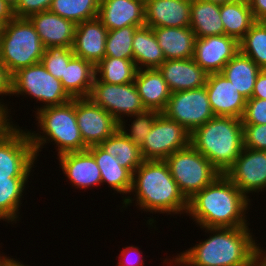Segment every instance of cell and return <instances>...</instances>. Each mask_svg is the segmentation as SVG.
<instances>
[{
	"mask_svg": "<svg viewBox=\"0 0 266 266\" xmlns=\"http://www.w3.org/2000/svg\"><path fill=\"white\" fill-rule=\"evenodd\" d=\"M205 241L170 259L177 266H253L259 245L248 226L203 228ZM213 234V235H212ZM252 234V235H251ZM256 242V243H255Z\"/></svg>",
	"mask_w": 266,
	"mask_h": 266,
	"instance_id": "1",
	"label": "cell"
},
{
	"mask_svg": "<svg viewBox=\"0 0 266 266\" xmlns=\"http://www.w3.org/2000/svg\"><path fill=\"white\" fill-rule=\"evenodd\" d=\"M247 198L224 174H220L211 184L197 192L188 200L187 215L200 228H235L248 226Z\"/></svg>",
	"mask_w": 266,
	"mask_h": 266,
	"instance_id": "2",
	"label": "cell"
},
{
	"mask_svg": "<svg viewBox=\"0 0 266 266\" xmlns=\"http://www.w3.org/2000/svg\"><path fill=\"white\" fill-rule=\"evenodd\" d=\"M131 192L136 195V206L143 211L168 215L187 213L188 200L165 160H144L133 173Z\"/></svg>",
	"mask_w": 266,
	"mask_h": 266,
	"instance_id": "3",
	"label": "cell"
},
{
	"mask_svg": "<svg viewBox=\"0 0 266 266\" xmlns=\"http://www.w3.org/2000/svg\"><path fill=\"white\" fill-rule=\"evenodd\" d=\"M190 144L225 174L243 149L242 120L214 116L191 133Z\"/></svg>",
	"mask_w": 266,
	"mask_h": 266,
	"instance_id": "4",
	"label": "cell"
},
{
	"mask_svg": "<svg viewBox=\"0 0 266 266\" xmlns=\"http://www.w3.org/2000/svg\"><path fill=\"white\" fill-rule=\"evenodd\" d=\"M38 129L41 134L27 131L34 147L36 158L42 151L45 143L54 142L58 147L57 156L70 152H80L87 150L88 146L84 143L76 119V98L70 102L59 105L49 106L35 111ZM43 131V132H42ZM49 141V142H48Z\"/></svg>",
	"mask_w": 266,
	"mask_h": 266,
	"instance_id": "5",
	"label": "cell"
},
{
	"mask_svg": "<svg viewBox=\"0 0 266 266\" xmlns=\"http://www.w3.org/2000/svg\"><path fill=\"white\" fill-rule=\"evenodd\" d=\"M44 46L28 18L14 17L0 32V61L12 76L19 69L41 62Z\"/></svg>",
	"mask_w": 266,
	"mask_h": 266,
	"instance_id": "6",
	"label": "cell"
},
{
	"mask_svg": "<svg viewBox=\"0 0 266 266\" xmlns=\"http://www.w3.org/2000/svg\"><path fill=\"white\" fill-rule=\"evenodd\" d=\"M165 161L169 166L171 176L187 200L211 184L221 174L191 144L174 152Z\"/></svg>",
	"mask_w": 266,
	"mask_h": 266,
	"instance_id": "7",
	"label": "cell"
},
{
	"mask_svg": "<svg viewBox=\"0 0 266 266\" xmlns=\"http://www.w3.org/2000/svg\"><path fill=\"white\" fill-rule=\"evenodd\" d=\"M28 95L49 106L66 104L72 98L64 90L60 79L50 74L41 62L19 69L11 76V95Z\"/></svg>",
	"mask_w": 266,
	"mask_h": 266,
	"instance_id": "8",
	"label": "cell"
},
{
	"mask_svg": "<svg viewBox=\"0 0 266 266\" xmlns=\"http://www.w3.org/2000/svg\"><path fill=\"white\" fill-rule=\"evenodd\" d=\"M36 159L27 130L0 121V178L29 177Z\"/></svg>",
	"mask_w": 266,
	"mask_h": 266,
	"instance_id": "9",
	"label": "cell"
},
{
	"mask_svg": "<svg viewBox=\"0 0 266 266\" xmlns=\"http://www.w3.org/2000/svg\"><path fill=\"white\" fill-rule=\"evenodd\" d=\"M162 113L190 133L215 116L205 86L171 93Z\"/></svg>",
	"mask_w": 266,
	"mask_h": 266,
	"instance_id": "10",
	"label": "cell"
},
{
	"mask_svg": "<svg viewBox=\"0 0 266 266\" xmlns=\"http://www.w3.org/2000/svg\"><path fill=\"white\" fill-rule=\"evenodd\" d=\"M191 133L182 125L159 113L140 147L144 160H165L190 145Z\"/></svg>",
	"mask_w": 266,
	"mask_h": 266,
	"instance_id": "11",
	"label": "cell"
},
{
	"mask_svg": "<svg viewBox=\"0 0 266 266\" xmlns=\"http://www.w3.org/2000/svg\"><path fill=\"white\" fill-rule=\"evenodd\" d=\"M88 98L110 113L119 123L124 120V116L129 117L146 110L134 82L109 84L95 77Z\"/></svg>",
	"mask_w": 266,
	"mask_h": 266,
	"instance_id": "12",
	"label": "cell"
},
{
	"mask_svg": "<svg viewBox=\"0 0 266 266\" xmlns=\"http://www.w3.org/2000/svg\"><path fill=\"white\" fill-rule=\"evenodd\" d=\"M247 197L266 190V151L243 147L235 163L224 174Z\"/></svg>",
	"mask_w": 266,
	"mask_h": 266,
	"instance_id": "13",
	"label": "cell"
},
{
	"mask_svg": "<svg viewBox=\"0 0 266 266\" xmlns=\"http://www.w3.org/2000/svg\"><path fill=\"white\" fill-rule=\"evenodd\" d=\"M76 119L88 147L99 145L119 129V122L88 97L76 98Z\"/></svg>",
	"mask_w": 266,
	"mask_h": 266,
	"instance_id": "14",
	"label": "cell"
},
{
	"mask_svg": "<svg viewBox=\"0 0 266 266\" xmlns=\"http://www.w3.org/2000/svg\"><path fill=\"white\" fill-rule=\"evenodd\" d=\"M239 51V41L225 34L196 38L193 60L208 74L221 73Z\"/></svg>",
	"mask_w": 266,
	"mask_h": 266,
	"instance_id": "15",
	"label": "cell"
},
{
	"mask_svg": "<svg viewBox=\"0 0 266 266\" xmlns=\"http://www.w3.org/2000/svg\"><path fill=\"white\" fill-rule=\"evenodd\" d=\"M205 87L215 116L242 118L246 99L223 74H208Z\"/></svg>",
	"mask_w": 266,
	"mask_h": 266,
	"instance_id": "16",
	"label": "cell"
},
{
	"mask_svg": "<svg viewBox=\"0 0 266 266\" xmlns=\"http://www.w3.org/2000/svg\"><path fill=\"white\" fill-rule=\"evenodd\" d=\"M108 31L98 17L76 24L72 46L74 55L96 66L105 57Z\"/></svg>",
	"mask_w": 266,
	"mask_h": 266,
	"instance_id": "17",
	"label": "cell"
},
{
	"mask_svg": "<svg viewBox=\"0 0 266 266\" xmlns=\"http://www.w3.org/2000/svg\"><path fill=\"white\" fill-rule=\"evenodd\" d=\"M37 31L44 48H72L76 24L50 11L32 14L28 17Z\"/></svg>",
	"mask_w": 266,
	"mask_h": 266,
	"instance_id": "18",
	"label": "cell"
},
{
	"mask_svg": "<svg viewBox=\"0 0 266 266\" xmlns=\"http://www.w3.org/2000/svg\"><path fill=\"white\" fill-rule=\"evenodd\" d=\"M98 18L108 30L145 26L144 0H100Z\"/></svg>",
	"mask_w": 266,
	"mask_h": 266,
	"instance_id": "19",
	"label": "cell"
},
{
	"mask_svg": "<svg viewBox=\"0 0 266 266\" xmlns=\"http://www.w3.org/2000/svg\"><path fill=\"white\" fill-rule=\"evenodd\" d=\"M191 0H144L145 26L189 27Z\"/></svg>",
	"mask_w": 266,
	"mask_h": 266,
	"instance_id": "20",
	"label": "cell"
},
{
	"mask_svg": "<svg viewBox=\"0 0 266 266\" xmlns=\"http://www.w3.org/2000/svg\"><path fill=\"white\" fill-rule=\"evenodd\" d=\"M171 93L204 87L208 73L193 58L165 60L158 68Z\"/></svg>",
	"mask_w": 266,
	"mask_h": 266,
	"instance_id": "21",
	"label": "cell"
},
{
	"mask_svg": "<svg viewBox=\"0 0 266 266\" xmlns=\"http://www.w3.org/2000/svg\"><path fill=\"white\" fill-rule=\"evenodd\" d=\"M57 159L63 173L75 188L83 190L102 184L100 169L88 150L65 153Z\"/></svg>",
	"mask_w": 266,
	"mask_h": 266,
	"instance_id": "22",
	"label": "cell"
},
{
	"mask_svg": "<svg viewBox=\"0 0 266 266\" xmlns=\"http://www.w3.org/2000/svg\"><path fill=\"white\" fill-rule=\"evenodd\" d=\"M134 83L144 108L162 113L171 92L160 71L158 69H138Z\"/></svg>",
	"mask_w": 266,
	"mask_h": 266,
	"instance_id": "23",
	"label": "cell"
},
{
	"mask_svg": "<svg viewBox=\"0 0 266 266\" xmlns=\"http://www.w3.org/2000/svg\"><path fill=\"white\" fill-rule=\"evenodd\" d=\"M165 60L190 59L194 56L195 33L190 27L152 28Z\"/></svg>",
	"mask_w": 266,
	"mask_h": 266,
	"instance_id": "24",
	"label": "cell"
},
{
	"mask_svg": "<svg viewBox=\"0 0 266 266\" xmlns=\"http://www.w3.org/2000/svg\"><path fill=\"white\" fill-rule=\"evenodd\" d=\"M87 150L94 156L101 172V181L105 182L117 193L130 194L133 174L119 165L117 158L107 153L99 145H93Z\"/></svg>",
	"mask_w": 266,
	"mask_h": 266,
	"instance_id": "25",
	"label": "cell"
},
{
	"mask_svg": "<svg viewBox=\"0 0 266 266\" xmlns=\"http://www.w3.org/2000/svg\"><path fill=\"white\" fill-rule=\"evenodd\" d=\"M95 78V66L81 57L73 56L65 67L60 81L67 94L73 98H87Z\"/></svg>",
	"mask_w": 266,
	"mask_h": 266,
	"instance_id": "26",
	"label": "cell"
},
{
	"mask_svg": "<svg viewBox=\"0 0 266 266\" xmlns=\"http://www.w3.org/2000/svg\"><path fill=\"white\" fill-rule=\"evenodd\" d=\"M189 27L196 38L223 35L220 5L205 0H191Z\"/></svg>",
	"mask_w": 266,
	"mask_h": 266,
	"instance_id": "27",
	"label": "cell"
},
{
	"mask_svg": "<svg viewBox=\"0 0 266 266\" xmlns=\"http://www.w3.org/2000/svg\"><path fill=\"white\" fill-rule=\"evenodd\" d=\"M262 69L249 57L240 51L223 67V74L246 99L252 97L254 84Z\"/></svg>",
	"mask_w": 266,
	"mask_h": 266,
	"instance_id": "28",
	"label": "cell"
},
{
	"mask_svg": "<svg viewBox=\"0 0 266 266\" xmlns=\"http://www.w3.org/2000/svg\"><path fill=\"white\" fill-rule=\"evenodd\" d=\"M132 49L137 69H158L165 61L163 50L151 27L143 26L136 30Z\"/></svg>",
	"mask_w": 266,
	"mask_h": 266,
	"instance_id": "29",
	"label": "cell"
},
{
	"mask_svg": "<svg viewBox=\"0 0 266 266\" xmlns=\"http://www.w3.org/2000/svg\"><path fill=\"white\" fill-rule=\"evenodd\" d=\"M224 34L240 41L256 22L248 0H234L220 5Z\"/></svg>",
	"mask_w": 266,
	"mask_h": 266,
	"instance_id": "30",
	"label": "cell"
},
{
	"mask_svg": "<svg viewBox=\"0 0 266 266\" xmlns=\"http://www.w3.org/2000/svg\"><path fill=\"white\" fill-rule=\"evenodd\" d=\"M99 146L117 158L119 165L128 169L132 174L144 161L140 147L120 129L100 143Z\"/></svg>",
	"mask_w": 266,
	"mask_h": 266,
	"instance_id": "31",
	"label": "cell"
},
{
	"mask_svg": "<svg viewBox=\"0 0 266 266\" xmlns=\"http://www.w3.org/2000/svg\"><path fill=\"white\" fill-rule=\"evenodd\" d=\"M29 177L0 178V221L16 222Z\"/></svg>",
	"mask_w": 266,
	"mask_h": 266,
	"instance_id": "32",
	"label": "cell"
},
{
	"mask_svg": "<svg viewBox=\"0 0 266 266\" xmlns=\"http://www.w3.org/2000/svg\"><path fill=\"white\" fill-rule=\"evenodd\" d=\"M137 70L133 60L104 57L95 66V77L104 83L128 84L134 82Z\"/></svg>",
	"mask_w": 266,
	"mask_h": 266,
	"instance_id": "33",
	"label": "cell"
},
{
	"mask_svg": "<svg viewBox=\"0 0 266 266\" xmlns=\"http://www.w3.org/2000/svg\"><path fill=\"white\" fill-rule=\"evenodd\" d=\"M100 0H52L49 11L79 24L98 17Z\"/></svg>",
	"mask_w": 266,
	"mask_h": 266,
	"instance_id": "34",
	"label": "cell"
},
{
	"mask_svg": "<svg viewBox=\"0 0 266 266\" xmlns=\"http://www.w3.org/2000/svg\"><path fill=\"white\" fill-rule=\"evenodd\" d=\"M240 52L266 69V20L256 21L239 41Z\"/></svg>",
	"mask_w": 266,
	"mask_h": 266,
	"instance_id": "35",
	"label": "cell"
},
{
	"mask_svg": "<svg viewBox=\"0 0 266 266\" xmlns=\"http://www.w3.org/2000/svg\"><path fill=\"white\" fill-rule=\"evenodd\" d=\"M138 26L109 30L106 38L105 57L133 60L132 43Z\"/></svg>",
	"mask_w": 266,
	"mask_h": 266,
	"instance_id": "36",
	"label": "cell"
},
{
	"mask_svg": "<svg viewBox=\"0 0 266 266\" xmlns=\"http://www.w3.org/2000/svg\"><path fill=\"white\" fill-rule=\"evenodd\" d=\"M159 112L153 110H145L142 113H138L129 117L134 120L131 123L130 129L126 130V122L122 120L119 123V129L137 146L141 147L143 145L145 136L150 132L155 122V119ZM129 131V133H128Z\"/></svg>",
	"mask_w": 266,
	"mask_h": 266,
	"instance_id": "37",
	"label": "cell"
},
{
	"mask_svg": "<svg viewBox=\"0 0 266 266\" xmlns=\"http://www.w3.org/2000/svg\"><path fill=\"white\" fill-rule=\"evenodd\" d=\"M74 56L72 48L48 47L44 49L41 63L57 79L64 76L65 67Z\"/></svg>",
	"mask_w": 266,
	"mask_h": 266,
	"instance_id": "38",
	"label": "cell"
},
{
	"mask_svg": "<svg viewBox=\"0 0 266 266\" xmlns=\"http://www.w3.org/2000/svg\"><path fill=\"white\" fill-rule=\"evenodd\" d=\"M243 147L266 151V124H243Z\"/></svg>",
	"mask_w": 266,
	"mask_h": 266,
	"instance_id": "39",
	"label": "cell"
},
{
	"mask_svg": "<svg viewBox=\"0 0 266 266\" xmlns=\"http://www.w3.org/2000/svg\"><path fill=\"white\" fill-rule=\"evenodd\" d=\"M242 124H266V99L250 98L246 100Z\"/></svg>",
	"mask_w": 266,
	"mask_h": 266,
	"instance_id": "40",
	"label": "cell"
},
{
	"mask_svg": "<svg viewBox=\"0 0 266 266\" xmlns=\"http://www.w3.org/2000/svg\"><path fill=\"white\" fill-rule=\"evenodd\" d=\"M52 0H19L13 9L14 16L18 18H28L30 15L49 11Z\"/></svg>",
	"mask_w": 266,
	"mask_h": 266,
	"instance_id": "41",
	"label": "cell"
},
{
	"mask_svg": "<svg viewBox=\"0 0 266 266\" xmlns=\"http://www.w3.org/2000/svg\"><path fill=\"white\" fill-rule=\"evenodd\" d=\"M11 95V75L8 73L4 64L0 61V95ZM3 95V96H2ZM2 99L0 100V121L5 123L13 124V121H10L8 107L4 104H1ZM9 118V119H8Z\"/></svg>",
	"mask_w": 266,
	"mask_h": 266,
	"instance_id": "42",
	"label": "cell"
},
{
	"mask_svg": "<svg viewBox=\"0 0 266 266\" xmlns=\"http://www.w3.org/2000/svg\"><path fill=\"white\" fill-rule=\"evenodd\" d=\"M142 252L139 250L138 247L127 246L121 250V254L119 256V263L118 266H143L144 260L141 256ZM121 257V258H120Z\"/></svg>",
	"mask_w": 266,
	"mask_h": 266,
	"instance_id": "43",
	"label": "cell"
},
{
	"mask_svg": "<svg viewBox=\"0 0 266 266\" xmlns=\"http://www.w3.org/2000/svg\"><path fill=\"white\" fill-rule=\"evenodd\" d=\"M251 98L266 99V69L259 72Z\"/></svg>",
	"mask_w": 266,
	"mask_h": 266,
	"instance_id": "44",
	"label": "cell"
},
{
	"mask_svg": "<svg viewBox=\"0 0 266 266\" xmlns=\"http://www.w3.org/2000/svg\"><path fill=\"white\" fill-rule=\"evenodd\" d=\"M255 21L266 20V0H248Z\"/></svg>",
	"mask_w": 266,
	"mask_h": 266,
	"instance_id": "45",
	"label": "cell"
},
{
	"mask_svg": "<svg viewBox=\"0 0 266 266\" xmlns=\"http://www.w3.org/2000/svg\"><path fill=\"white\" fill-rule=\"evenodd\" d=\"M14 17L13 8L4 0H0V24L4 26Z\"/></svg>",
	"mask_w": 266,
	"mask_h": 266,
	"instance_id": "46",
	"label": "cell"
},
{
	"mask_svg": "<svg viewBox=\"0 0 266 266\" xmlns=\"http://www.w3.org/2000/svg\"><path fill=\"white\" fill-rule=\"evenodd\" d=\"M253 266H266V250L264 252L261 246L258 247Z\"/></svg>",
	"mask_w": 266,
	"mask_h": 266,
	"instance_id": "47",
	"label": "cell"
},
{
	"mask_svg": "<svg viewBox=\"0 0 266 266\" xmlns=\"http://www.w3.org/2000/svg\"><path fill=\"white\" fill-rule=\"evenodd\" d=\"M14 259L0 254V266H8Z\"/></svg>",
	"mask_w": 266,
	"mask_h": 266,
	"instance_id": "48",
	"label": "cell"
},
{
	"mask_svg": "<svg viewBox=\"0 0 266 266\" xmlns=\"http://www.w3.org/2000/svg\"><path fill=\"white\" fill-rule=\"evenodd\" d=\"M205 1L222 5V4H225V3H228V2H232L234 0H205Z\"/></svg>",
	"mask_w": 266,
	"mask_h": 266,
	"instance_id": "49",
	"label": "cell"
},
{
	"mask_svg": "<svg viewBox=\"0 0 266 266\" xmlns=\"http://www.w3.org/2000/svg\"><path fill=\"white\" fill-rule=\"evenodd\" d=\"M8 5H10L13 9L16 7L19 0H4Z\"/></svg>",
	"mask_w": 266,
	"mask_h": 266,
	"instance_id": "50",
	"label": "cell"
},
{
	"mask_svg": "<svg viewBox=\"0 0 266 266\" xmlns=\"http://www.w3.org/2000/svg\"><path fill=\"white\" fill-rule=\"evenodd\" d=\"M8 266H28V265L23 264V262L20 263L19 260L17 261L15 259Z\"/></svg>",
	"mask_w": 266,
	"mask_h": 266,
	"instance_id": "51",
	"label": "cell"
}]
</instances>
